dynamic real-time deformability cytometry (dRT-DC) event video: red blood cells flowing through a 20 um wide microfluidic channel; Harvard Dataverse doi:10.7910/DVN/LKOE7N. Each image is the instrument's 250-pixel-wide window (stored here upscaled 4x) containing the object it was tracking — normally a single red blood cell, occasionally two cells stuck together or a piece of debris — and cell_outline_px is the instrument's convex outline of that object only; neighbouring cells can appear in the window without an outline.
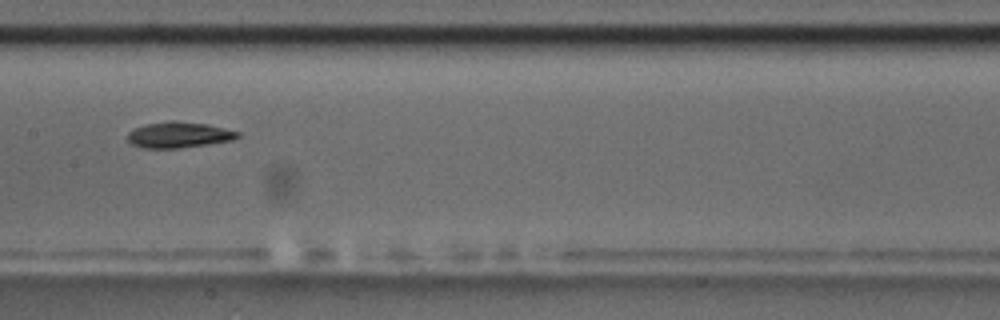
{"species": "common noctule bat (a hibernating species)", "species_latin": "Nyctalus noctula", "temperature_condition": "room temperature", "stored_images_in_passage": 13, "camera_frame_rate_fps": 3000, "um_per_image_px": 0.085, "animal": {"sex": "male", "body_mass_g": 17.5, "forearm_length_mm": 52.3}, "frame": {"image": 1, "passage_image": 6, "time_ms": 6.667, "image_size_px": [1000, 320], "cell_outline_px": [[240, 136], [232, 140], [208, 144], [180, 148], [144, 148], [132, 144], [128, 140], [128, 132], [144, 124], [168, 120], [176, 120], [208, 124], [240, 132]], "centroid_in_image_um": [15.2, 11.45], "position_along_channel_um": 192.2, "area_um2": 16.7}, "authors_computed_cell_mechanics": {"area_um2": 16.762, "velocity_mm_per_s": 3.6085, "shape_relaxation_time_tau1_ms": 3.1164, "shape_relaxation_time_tau2_ms": 6.1563, "deformation_change_tau1": 0.1593, "deformation_change_tau2": 0.138}}